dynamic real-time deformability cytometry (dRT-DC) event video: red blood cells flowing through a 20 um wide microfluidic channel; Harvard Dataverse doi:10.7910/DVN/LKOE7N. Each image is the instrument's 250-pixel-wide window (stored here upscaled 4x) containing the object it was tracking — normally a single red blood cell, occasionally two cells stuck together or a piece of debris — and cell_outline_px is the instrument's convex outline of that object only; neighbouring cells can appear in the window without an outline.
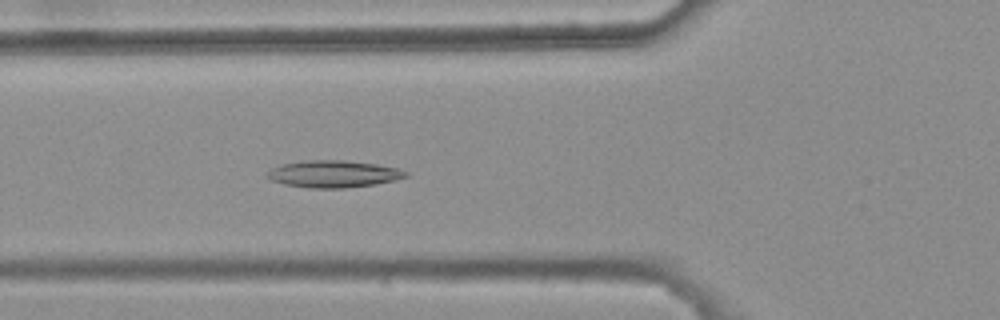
{"species": "common noctule bat (a hibernating species)", "species_latin": "Nyctalus noctula", "temperature_condition": "warm", "stored_images_in_passage": 34, "camera_frame_rate_fps": 3000, "um_per_image_px": 0.085, "animal": {"sex": "female", "body_mass_g": 25.1}, "frame": {"image": 1, "passage_image": 8, "time_ms": 2.333, "image_size_px": [1000, 320], "cell_outline_px": [[408, 176], [396, 180], [376, 184], [344, 188], [308, 188], [284, 184], [272, 180], [264, 176], [272, 168], [284, 164], [308, 160], [344, 160], [376, 164], [396, 168], [408, 172]], "centroid_in_image_um": [28.36, 14.79], "position_along_channel_um": 97.4, "area_um2": 21.73}}
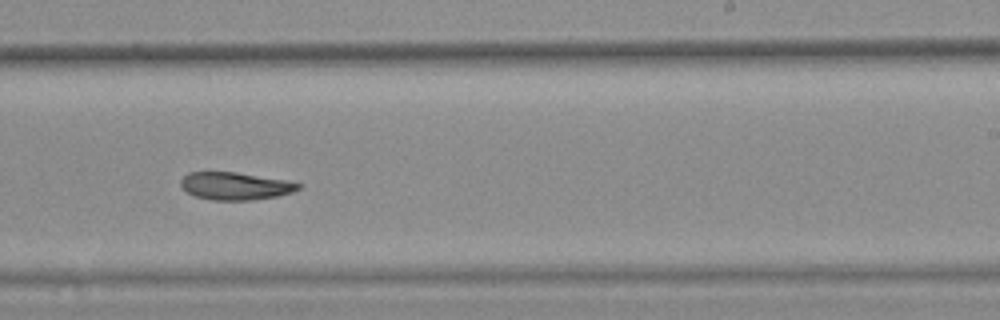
{"frame": {"image": 2, "passage_image": 22, "time_ms": 7.0, "image_size_px": [1000, 320], "cell_outline_px": [[304, 184], [300, 188], [292, 192], [276, 196], [252, 200], [212, 200], [196, 196], [180, 188], [180, 180], [188, 172], [236, 172], [288, 180]], "centroid_in_image_um": [20.01, 15.8], "position_along_channel_um": 269.0, "area_um2": 19.02}}
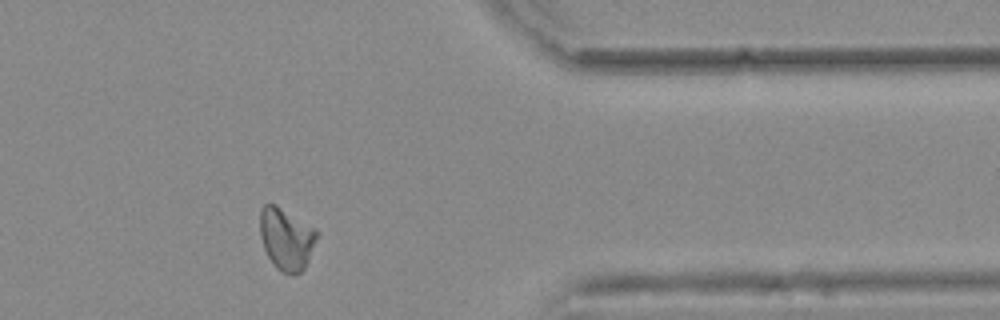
{"frame": {"image": 3, "passage_image": 33, "time_ms": 10.667, "image_size_px": [1000, 320], "cell_outline_px": [[320, 232], [308, 260], [304, 268], [300, 272], [292, 276], [280, 272], [272, 264], [264, 248], [260, 236], [260, 208], [264, 204], [276, 204], [316, 228]], "centroid_in_image_um": [24.34, 20.3], "position_along_channel_um": 387.1, "area_um2": 20.92}, "authors_computed_cell_mechanics": {"area_um2": 20.1144, "velocity_mm_per_s": 3.6839, "shape_relaxation_time_tau1_ms": null, "shape_relaxation_time_tau2_ms": 10.5643, "deformation_change_tau1": null, "deformation_change_tau2": 0.1816}}